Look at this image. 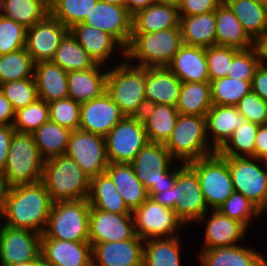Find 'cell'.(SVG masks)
I'll list each match as a JSON object with an SVG mask.
<instances>
[{"label":"cell","instance_id":"cell-54","mask_svg":"<svg viewBox=\"0 0 267 266\" xmlns=\"http://www.w3.org/2000/svg\"><path fill=\"white\" fill-rule=\"evenodd\" d=\"M223 0H181L178 3L180 17L205 14L216 10Z\"/></svg>","mask_w":267,"mask_h":266},{"label":"cell","instance_id":"cell-30","mask_svg":"<svg viewBox=\"0 0 267 266\" xmlns=\"http://www.w3.org/2000/svg\"><path fill=\"white\" fill-rule=\"evenodd\" d=\"M215 17L216 46L234 47L239 50H245L256 45L244 31L241 23L224 1L216 8Z\"/></svg>","mask_w":267,"mask_h":266},{"label":"cell","instance_id":"cell-11","mask_svg":"<svg viewBox=\"0 0 267 266\" xmlns=\"http://www.w3.org/2000/svg\"><path fill=\"white\" fill-rule=\"evenodd\" d=\"M173 210L184 225L197 223L209 211L198 176L187 163L181 162V166L176 170Z\"/></svg>","mask_w":267,"mask_h":266},{"label":"cell","instance_id":"cell-5","mask_svg":"<svg viewBox=\"0 0 267 266\" xmlns=\"http://www.w3.org/2000/svg\"><path fill=\"white\" fill-rule=\"evenodd\" d=\"M44 162L32 133L15 131L5 168L0 175L4 189L41 181Z\"/></svg>","mask_w":267,"mask_h":266},{"label":"cell","instance_id":"cell-22","mask_svg":"<svg viewBox=\"0 0 267 266\" xmlns=\"http://www.w3.org/2000/svg\"><path fill=\"white\" fill-rule=\"evenodd\" d=\"M41 255L47 266H92L90 242L41 239Z\"/></svg>","mask_w":267,"mask_h":266},{"label":"cell","instance_id":"cell-14","mask_svg":"<svg viewBox=\"0 0 267 266\" xmlns=\"http://www.w3.org/2000/svg\"><path fill=\"white\" fill-rule=\"evenodd\" d=\"M65 155L90 178L104 173L109 165L105 138L81 129L71 132Z\"/></svg>","mask_w":267,"mask_h":266},{"label":"cell","instance_id":"cell-38","mask_svg":"<svg viewBox=\"0 0 267 266\" xmlns=\"http://www.w3.org/2000/svg\"><path fill=\"white\" fill-rule=\"evenodd\" d=\"M71 130L49 120L32 135L44 160L65 155Z\"/></svg>","mask_w":267,"mask_h":266},{"label":"cell","instance_id":"cell-56","mask_svg":"<svg viewBox=\"0 0 267 266\" xmlns=\"http://www.w3.org/2000/svg\"><path fill=\"white\" fill-rule=\"evenodd\" d=\"M14 132L15 129L12 125H0V175L7 162L10 141Z\"/></svg>","mask_w":267,"mask_h":266},{"label":"cell","instance_id":"cell-36","mask_svg":"<svg viewBox=\"0 0 267 266\" xmlns=\"http://www.w3.org/2000/svg\"><path fill=\"white\" fill-rule=\"evenodd\" d=\"M180 27L183 44L204 48L215 45V10L205 14L180 17Z\"/></svg>","mask_w":267,"mask_h":266},{"label":"cell","instance_id":"cell-26","mask_svg":"<svg viewBox=\"0 0 267 266\" xmlns=\"http://www.w3.org/2000/svg\"><path fill=\"white\" fill-rule=\"evenodd\" d=\"M180 27L178 4L158 1L132 16V33H154Z\"/></svg>","mask_w":267,"mask_h":266},{"label":"cell","instance_id":"cell-25","mask_svg":"<svg viewBox=\"0 0 267 266\" xmlns=\"http://www.w3.org/2000/svg\"><path fill=\"white\" fill-rule=\"evenodd\" d=\"M244 121L245 118L236 106L213 104L206 114L207 137H211L208 139L211 147L218 152Z\"/></svg>","mask_w":267,"mask_h":266},{"label":"cell","instance_id":"cell-27","mask_svg":"<svg viewBox=\"0 0 267 266\" xmlns=\"http://www.w3.org/2000/svg\"><path fill=\"white\" fill-rule=\"evenodd\" d=\"M168 68L182 83L210 82L204 47L183 44Z\"/></svg>","mask_w":267,"mask_h":266},{"label":"cell","instance_id":"cell-35","mask_svg":"<svg viewBox=\"0 0 267 266\" xmlns=\"http://www.w3.org/2000/svg\"><path fill=\"white\" fill-rule=\"evenodd\" d=\"M262 253L241 244L212 249H201V266H259Z\"/></svg>","mask_w":267,"mask_h":266},{"label":"cell","instance_id":"cell-63","mask_svg":"<svg viewBox=\"0 0 267 266\" xmlns=\"http://www.w3.org/2000/svg\"><path fill=\"white\" fill-rule=\"evenodd\" d=\"M112 5L125 6V0H98Z\"/></svg>","mask_w":267,"mask_h":266},{"label":"cell","instance_id":"cell-64","mask_svg":"<svg viewBox=\"0 0 267 266\" xmlns=\"http://www.w3.org/2000/svg\"><path fill=\"white\" fill-rule=\"evenodd\" d=\"M258 159L260 162H263L261 163L262 165L265 164V168L267 170V151L264 152Z\"/></svg>","mask_w":267,"mask_h":266},{"label":"cell","instance_id":"cell-46","mask_svg":"<svg viewBox=\"0 0 267 266\" xmlns=\"http://www.w3.org/2000/svg\"><path fill=\"white\" fill-rule=\"evenodd\" d=\"M49 120V105L44 100L38 98L35 102L15 111L12 126L16 132L33 133Z\"/></svg>","mask_w":267,"mask_h":266},{"label":"cell","instance_id":"cell-24","mask_svg":"<svg viewBox=\"0 0 267 266\" xmlns=\"http://www.w3.org/2000/svg\"><path fill=\"white\" fill-rule=\"evenodd\" d=\"M69 31L96 64L105 65L116 47L125 59L124 47L110 34L84 23L75 24Z\"/></svg>","mask_w":267,"mask_h":266},{"label":"cell","instance_id":"cell-10","mask_svg":"<svg viewBox=\"0 0 267 266\" xmlns=\"http://www.w3.org/2000/svg\"><path fill=\"white\" fill-rule=\"evenodd\" d=\"M104 138L109 163H131L149 142L139 116H124Z\"/></svg>","mask_w":267,"mask_h":266},{"label":"cell","instance_id":"cell-58","mask_svg":"<svg viewBox=\"0 0 267 266\" xmlns=\"http://www.w3.org/2000/svg\"><path fill=\"white\" fill-rule=\"evenodd\" d=\"M267 151V124L258 127L255 137V157L259 158Z\"/></svg>","mask_w":267,"mask_h":266},{"label":"cell","instance_id":"cell-31","mask_svg":"<svg viewBox=\"0 0 267 266\" xmlns=\"http://www.w3.org/2000/svg\"><path fill=\"white\" fill-rule=\"evenodd\" d=\"M105 172L132 212L149 198L148 191L136 177L131 163H109Z\"/></svg>","mask_w":267,"mask_h":266},{"label":"cell","instance_id":"cell-51","mask_svg":"<svg viewBox=\"0 0 267 266\" xmlns=\"http://www.w3.org/2000/svg\"><path fill=\"white\" fill-rule=\"evenodd\" d=\"M238 51L239 49L234 47L216 45L206 48V59L210 81L227 76L233 56Z\"/></svg>","mask_w":267,"mask_h":266},{"label":"cell","instance_id":"cell-47","mask_svg":"<svg viewBox=\"0 0 267 266\" xmlns=\"http://www.w3.org/2000/svg\"><path fill=\"white\" fill-rule=\"evenodd\" d=\"M222 215L235 219L243 223L247 228H250L251 221L260 218L261 210L247 199L243 194L234 191L217 209ZM250 223V224H249Z\"/></svg>","mask_w":267,"mask_h":266},{"label":"cell","instance_id":"cell-60","mask_svg":"<svg viewBox=\"0 0 267 266\" xmlns=\"http://www.w3.org/2000/svg\"><path fill=\"white\" fill-rule=\"evenodd\" d=\"M159 0H125V7L131 16L137 12L147 8L150 5L158 2Z\"/></svg>","mask_w":267,"mask_h":266},{"label":"cell","instance_id":"cell-2","mask_svg":"<svg viewBox=\"0 0 267 266\" xmlns=\"http://www.w3.org/2000/svg\"><path fill=\"white\" fill-rule=\"evenodd\" d=\"M183 45L181 27L154 33H132L125 59L138 67H168Z\"/></svg>","mask_w":267,"mask_h":266},{"label":"cell","instance_id":"cell-13","mask_svg":"<svg viewBox=\"0 0 267 266\" xmlns=\"http://www.w3.org/2000/svg\"><path fill=\"white\" fill-rule=\"evenodd\" d=\"M232 175L234 190L261 211L267 204V170L256 157H223ZM260 163V164H259Z\"/></svg>","mask_w":267,"mask_h":266},{"label":"cell","instance_id":"cell-19","mask_svg":"<svg viewBox=\"0 0 267 266\" xmlns=\"http://www.w3.org/2000/svg\"><path fill=\"white\" fill-rule=\"evenodd\" d=\"M125 115L106 91L81 103L79 129L105 137Z\"/></svg>","mask_w":267,"mask_h":266},{"label":"cell","instance_id":"cell-1","mask_svg":"<svg viewBox=\"0 0 267 266\" xmlns=\"http://www.w3.org/2000/svg\"><path fill=\"white\" fill-rule=\"evenodd\" d=\"M53 205L42 181L4 189L1 217L4 224L43 234Z\"/></svg>","mask_w":267,"mask_h":266},{"label":"cell","instance_id":"cell-65","mask_svg":"<svg viewBox=\"0 0 267 266\" xmlns=\"http://www.w3.org/2000/svg\"><path fill=\"white\" fill-rule=\"evenodd\" d=\"M4 187L2 184V181L0 180V217H1V211H2V196H3Z\"/></svg>","mask_w":267,"mask_h":266},{"label":"cell","instance_id":"cell-32","mask_svg":"<svg viewBox=\"0 0 267 266\" xmlns=\"http://www.w3.org/2000/svg\"><path fill=\"white\" fill-rule=\"evenodd\" d=\"M257 43L267 32V6L262 0H223Z\"/></svg>","mask_w":267,"mask_h":266},{"label":"cell","instance_id":"cell-44","mask_svg":"<svg viewBox=\"0 0 267 266\" xmlns=\"http://www.w3.org/2000/svg\"><path fill=\"white\" fill-rule=\"evenodd\" d=\"M258 125L249 121L235 129L231 138L218 151L222 157H255V137Z\"/></svg>","mask_w":267,"mask_h":266},{"label":"cell","instance_id":"cell-57","mask_svg":"<svg viewBox=\"0 0 267 266\" xmlns=\"http://www.w3.org/2000/svg\"><path fill=\"white\" fill-rule=\"evenodd\" d=\"M15 110L0 89V125H13Z\"/></svg>","mask_w":267,"mask_h":266},{"label":"cell","instance_id":"cell-67","mask_svg":"<svg viewBox=\"0 0 267 266\" xmlns=\"http://www.w3.org/2000/svg\"><path fill=\"white\" fill-rule=\"evenodd\" d=\"M259 266H267V257H265L263 254L261 256Z\"/></svg>","mask_w":267,"mask_h":266},{"label":"cell","instance_id":"cell-15","mask_svg":"<svg viewBox=\"0 0 267 266\" xmlns=\"http://www.w3.org/2000/svg\"><path fill=\"white\" fill-rule=\"evenodd\" d=\"M41 234L27 229L0 227V266H11L41 255Z\"/></svg>","mask_w":267,"mask_h":266},{"label":"cell","instance_id":"cell-33","mask_svg":"<svg viewBox=\"0 0 267 266\" xmlns=\"http://www.w3.org/2000/svg\"><path fill=\"white\" fill-rule=\"evenodd\" d=\"M90 206L114 214H132L110 176L104 172L90 178Z\"/></svg>","mask_w":267,"mask_h":266},{"label":"cell","instance_id":"cell-6","mask_svg":"<svg viewBox=\"0 0 267 266\" xmlns=\"http://www.w3.org/2000/svg\"><path fill=\"white\" fill-rule=\"evenodd\" d=\"M178 162L189 163L216 151L207 137L206 116L179 114L171 136L164 144Z\"/></svg>","mask_w":267,"mask_h":266},{"label":"cell","instance_id":"cell-43","mask_svg":"<svg viewBox=\"0 0 267 266\" xmlns=\"http://www.w3.org/2000/svg\"><path fill=\"white\" fill-rule=\"evenodd\" d=\"M98 0H49L50 14L68 29L82 23Z\"/></svg>","mask_w":267,"mask_h":266},{"label":"cell","instance_id":"cell-9","mask_svg":"<svg viewBox=\"0 0 267 266\" xmlns=\"http://www.w3.org/2000/svg\"><path fill=\"white\" fill-rule=\"evenodd\" d=\"M187 164L198 176L203 198L209 211L219 209L234 193L228 163L218 152Z\"/></svg>","mask_w":267,"mask_h":266},{"label":"cell","instance_id":"cell-3","mask_svg":"<svg viewBox=\"0 0 267 266\" xmlns=\"http://www.w3.org/2000/svg\"><path fill=\"white\" fill-rule=\"evenodd\" d=\"M106 93L125 116L141 117L147 106L145 68L131 65L126 59L108 69Z\"/></svg>","mask_w":267,"mask_h":266},{"label":"cell","instance_id":"cell-48","mask_svg":"<svg viewBox=\"0 0 267 266\" xmlns=\"http://www.w3.org/2000/svg\"><path fill=\"white\" fill-rule=\"evenodd\" d=\"M0 89L10 101L15 111L26 107L38 99L35 78L10 81L0 85Z\"/></svg>","mask_w":267,"mask_h":266},{"label":"cell","instance_id":"cell-42","mask_svg":"<svg viewBox=\"0 0 267 266\" xmlns=\"http://www.w3.org/2000/svg\"><path fill=\"white\" fill-rule=\"evenodd\" d=\"M35 62L26 48L0 55V85L34 78Z\"/></svg>","mask_w":267,"mask_h":266},{"label":"cell","instance_id":"cell-45","mask_svg":"<svg viewBox=\"0 0 267 266\" xmlns=\"http://www.w3.org/2000/svg\"><path fill=\"white\" fill-rule=\"evenodd\" d=\"M210 85L212 103L220 106H236L251 91V81L228 76L210 81Z\"/></svg>","mask_w":267,"mask_h":266},{"label":"cell","instance_id":"cell-52","mask_svg":"<svg viewBox=\"0 0 267 266\" xmlns=\"http://www.w3.org/2000/svg\"><path fill=\"white\" fill-rule=\"evenodd\" d=\"M27 29L3 16L0 18V55L15 52L25 47Z\"/></svg>","mask_w":267,"mask_h":266},{"label":"cell","instance_id":"cell-12","mask_svg":"<svg viewBox=\"0 0 267 266\" xmlns=\"http://www.w3.org/2000/svg\"><path fill=\"white\" fill-rule=\"evenodd\" d=\"M132 215L135 233L144 241L176 237L185 226L173 209L162 206L150 197L136 208Z\"/></svg>","mask_w":267,"mask_h":266},{"label":"cell","instance_id":"cell-66","mask_svg":"<svg viewBox=\"0 0 267 266\" xmlns=\"http://www.w3.org/2000/svg\"><path fill=\"white\" fill-rule=\"evenodd\" d=\"M5 0H0V18L4 16Z\"/></svg>","mask_w":267,"mask_h":266},{"label":"cell","instance_id":"cell-61","mask_svg":"<svg viewBox=\"0 0 267 266\" xmlns=\"http://www.w3.org/2000/svg\"><path fill=\"white\" fill-rule=\"evenodd\" d=\"M259 52H260V56H261V60L262 63L267 64V32L266 34L256 43Z\"/></svg>","mask_w":267,"mask_h":266},{"label":"cell","instance_id":"cell-39","mask_svg":"<svg viewBox=\"0 0 267 266\" xmlns=\"http://www.w3.org/2000/svg\"><path fill=\"white\" fill-rule=\"evenodd\" d=\"M212 105L210 82L182 83L176 107L179 114L206 116Z\"/></svg>","mask_w":267,"mask_h":266},{"label":"cell","instance_id":"cell-16","mask_svg":"<svg viewBox=\"0 0 267 266\" xmlns=\"http://www.w3.org/2000/svg\"><path fill=\"white\" fill-rule=\"evenodd\" d=\"M135 233L132 214H114L90 208L89 211V242L106 243L133 239Z\"/></svg>","mask_w":267,"mask_h":266},{"label":"cell","instance_id":"cell-49","mask_svg":"<svg viewBox=\"0 0 267 266\" xmlns=\"http://www.w3.org/2000/svg\"><path fill=\"white\" fill-rule=\"evenodd\" d=\"M48 105L51 121L71 131L79 129L81 103L68 97L52 101Z\"/></svg>","mask_w":267,"mask_h":266},{"label":"cell","instance_id":"cell-55","mask_svg":"<svg viewBox=\"0 0 267 266\" xmlns=\"http://www.w3.org/2000/svg\"><path fill=\"white\" fill-rule=\"evenodd\" d=\"M251 91L267 102V64L260 63L251 81Z\"/></svg>","mask_w":267,"mask_h":266},{"label":"cell","instance_id":"cell-34","mask_svg":"<svg viewBox=\"0 0 267 266\" xmlns=\"http://www.w3.org/2000/svg\"><path fill=\"white\" fill-rule=\"evenodd\" d=\"M179 112L176 107L150 104L141 116L149 142L165 144L176 125Z\"/></svg>","mask_w":267,"mask_h":266},{"label":"cell","instance_id":"cell-69","mask_svg":"<svg viewBox=\"0 0 267 266\" xmlns=\"http://www.w3.org/2000/svg\"><path fill=\"white\" fill-rule=\"evenodd\" d=\"M267 212V204L266 206L264 207V209L261 211V215H263V213Z\"/></svg>","mask_w":267,"mask_h":266},{"label":"cell","instance_id":"cell-23","mask_svg":"<svg viewBox=\"0 0 267 266\" xmlns=\"http://www.w3.org/2000/svg\"><path fill=\"white\" fill-rule=\"evenodd\" d=\"M181 86V80L168 67L145 68L147 105L165 104L177 107Z\"/></svg>","mask_w":267,"mask_h":266},{"label":"cell","instance_id":"cell-53","mask_svg":"<svg viewBox=\"0 0 267 266\" xmlns=\"http://www.w3.org/2000/svg\"><path fill=\"white\" fill-rule=\"evenodd\" d=\"M237 110L243 115L245 121L258 126L267 124V102L258 94L250 91L236 105Z\"/></svg>","mask_w":267,"mask_h":266},{"label":"cell","instance_id":"cell-29","mask_svg":"<svg viewBox=\"0 0 267 266\" xmlns=\"http://www.w3.org/2000/svg\"><path fill=\"white\" fill-rule=\"evenodd\" d=\"M67 76L68 72L52 61L35 63L34 78L38 98L46 103L68 98Z\"/></svg>","mask_w":267,"mask_h":266},{"label":"cell","instance_id":"cell-68","mask_svg":"<svg viewBox=\"0 0 267 266\" xmlns=\"http://www.w3.org/2000/svg\"><path fill=\"white\" fill-rule=\"evenodd\" d=\"M159 1L178 4L181 0H159Z\"/></svg>","mask_w":267,"mask_h":266},{"label":"cell","instance_id":"cell-40","mask_svg":"<svg viewBox=\"0 0 267 266\" xmlns=\"http://www.w3.org/2000/svg\"><path fill=\"white\" fill-rule=\"evenodd\" d=\"M51 61L59 65L66 72L87 70L97 65L70 31L61 39Z\"/></svg>","mask_w":267,"mask_h":266},{"label":"cell","instance_id":"cell-59","mask_svg":"<svg viewBox=\"0 0 267 266\" xmlns=\"http://www.w3.org/2000/svg\"><path fill=\"white\" fill-rule=\"evenodd\" d=\"M149 197L162 206L173 209V187L160 193H148Z\"/></svg>","mask_w":267,"mask_h":266},{"label":"cell","instance_id":"cell-7","mask_svg":"<svg viewBox=\"0 0 267 266\" xmlns=\"http://www.w3.org/2000/svg\"><path fill=\"white\" fill-rule=\"evenodd\" d=\"M90 208L87 198L53 203L41 239L89 242Z\"/></svg>","mask_w":267,"mask_h":266},{"label":"cell","instance_id":"cell-8","mask_svg":"<svg viewBox=\"0 0 267 266\" xmlns=\"http://www.w3.org/2000/svg\"><path fill=\"white\" fill-rule=\"evenodd\" d=\"M175 159L164 144L148 142L131 162L136 177L148 193H160L173 187L176 180ZM173 162V163H172Z\"/></svg>","mask_w":267,"mask_h":266},{"label":"cell","instance_id":"cell-50","mask_svg":"<svg viewBox=\"0 0 267 266\" xmlns=\"http://www.w3.org/2000/svg\"><path fill=\"white\" fill-rule=\"evenodd\" d=\"M262 62L257 45L239 50L234 56L228 71L229 78L252 81L257 67Z\"/></svg>","mask_w":267,"mask_h":266},{"label":"cell","instance_id":"cell-37","mask_svg":"<svg viewBox=\"0 0 267 266\" xmlns=\"http://www.w3.org/2000/svg\"><path fill=\"white\" fill-rule=\"evenodd\" d=\"M181 237L144 241L143 266H181Z\"/></svg>","mask_w":267,"mask_h":266},{"label":"cell","instance_id":"cell-21","mask_svg":"<svg viewBox=\"0 0 267 266\" xmlns=\"http://www.w3.org/2000/svg\"><path fill=\"white\" fill-rule=\"evenodd\" d=\"M210 213V217L206 213L197 221L206 223L204 246L201 249L231 247L244 240L248 228L243 223L222 215L218 210H210Z\"/></svg>","mask_w":267,"mask_h":266},{"label":"cell","instance_id":"cell-4","mask_svg":"<svg viewBox=\"0 0 267 266\" xmlns=\"http://www.w3.org/2000/svg\"><path fill=\"white\" fill-rule=\"evenodd\" d=\"M41 181L53 203L88 198L90 177L66 155L45 160Z\"/></svg>","mask_w":267,"mask_h":266},{"label":"cell","instance_id":"cell-18","mask_svg":"<svg viewBox=\"0 0 267 266\" xmlns=\"http://www.w3.org/2000/svg\"><path fill=\"white\" fill-rule=\"evenodd\" d=\"M113 36L126 49L131 40L132 16L125 6L97 1L82 22Z\"/></svg>","mask_w":267,"mask_h":266},{"label":"cell","instance_id":"cell-20","mask_svg":"<svg viewBox=\"0 0 267 266\" xmlns=\"http://www.w3.org/2000/svg\"><path fill=\"white\" fill-rule=\"evenodd\" d=\"M144 240L136 236L125 241L92 245V266H143Z\"/></svg>","mask_w":267,"mask_h":266},{"label":"cell","instance_id":"cell-41","mask_svg":"<svg viewBox=\"0 0 267 266\" xmlns=\"http://www.w3.org/2000/svg\"><path fill=\"white\" fill-rule=\"evenodd\" d=\"M50 13L49 0H5L4 16L26 29Z\"/></svg>","mask_w":267,"mask_h":266},{"label":"cell","instance_id":"cell-17","mask_svg":"<svg viewBox=\"0 0 267 266\" xmlns=\"http://www.w3.org/2000/svg\"><path fill=\"white\" fill-rule=\"evenodd\" d=\"M69 31L50 13L26 31L25 48L35 63L51 61L61 39Z\"/></svg>","mask_w":267,"mask_h":266},{"label":"cell","instance_id":"cell-28","mask_svg":"<svg viewBox=\"0 0 267 266\" xmlns=\"http://www.w3.org/2000/svg\"><path fill=\"white\" fill-rule=\"evenodd\" d=\"M103 69L104 66L97 64L91 69L69 71L67 76L69 98L83 103L100 97L106 91L108 73Z\"/></svg>","mask_w":267,"mask_h":266},{"label":"cell","instance_id":"cell-62","mask_svg":"<svg viewBox=\"0 0 267 266\" xmlns=\"http://www.w3.org/2000/svg\"><path fill=\"white\" fill-rule=\"evenodd\" d=\"M11 266H47V265L45 264L42 255H40L37 259L23 262V263L14 264Z\"/></svg>","mask_w":267,"mask_h":266},{"label":"cell","instance_id":"cell-70","mask_svg":"<svg viewBox=\"0 0 267 266\" xmlns=\"http://www.w3.org/2000/svg\"><path fill=\"white\" fill-rule=\"evenodd\" d=\"M265 4H266V6H267V0H262Z\"/></svg>","mask_w":267,"mask_h":266}]
</instances>
